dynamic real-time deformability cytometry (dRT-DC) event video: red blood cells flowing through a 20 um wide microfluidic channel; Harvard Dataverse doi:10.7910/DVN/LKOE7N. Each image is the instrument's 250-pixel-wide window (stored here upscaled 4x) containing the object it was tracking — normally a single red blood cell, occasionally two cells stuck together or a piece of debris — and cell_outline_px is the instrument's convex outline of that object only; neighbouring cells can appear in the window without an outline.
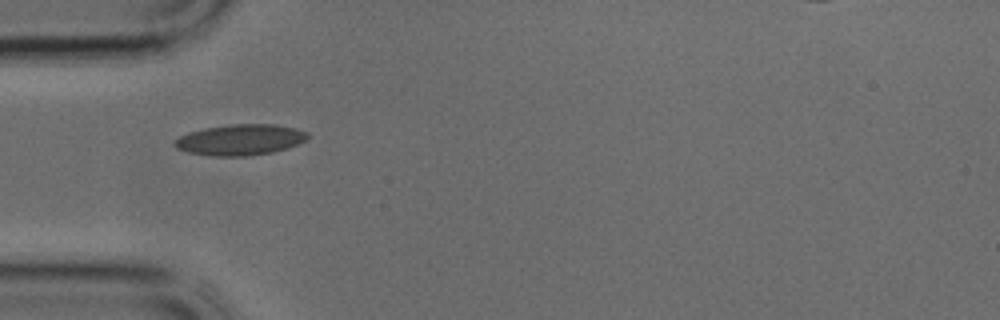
{"species": "common noctule bat (a hibernating species)", "species_latin": "Nyctalus noctula", "temperature_condition": "cold", "stored_images_in_passage": 25, "camera_frame_rate_fps": 3000, "um_per_image_px": 0.085, "animal": {"sex": "male", "body_mass_g": 17.9, "forearm_length_mm": 54.2}, "frame": {"image": 1, "passage_image": 1, "time_ms": 0.0, "image_size_px": [1000, 320], "cell_outline_px": [[308, 140], [288, 148], [272, 152], [248, 156], [212, 156], [188, 152], [176, 148], [172, 144], [180, 136], [188, 132], [204, 128], [232, 124], [276, 124], [296, 128], [308, 132]], "centroid_in_image_um": [20.45, 11.88], "position_along_channel_um": 64.6, "area_um2": 24.1}}
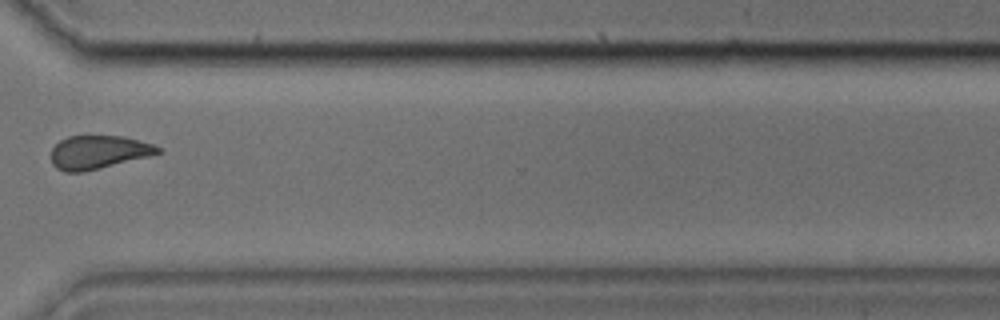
{"frame": {"image": 2, "passage_image": 18, "time_ms": 5.667, "image_size_px": [1000, 320], "cell_outline_px": [[160, 152], [148, 156], [84, 172], [64, 172], [56, 168], [52, 164], [52, 148], [60, 140], [68, 136], [124, 136], [152, 144], [160, 148]], "centroid_in_image_um": [8.32, 12.94], "position_along_channel_um": 362.3, "area_um2": 20.58}}